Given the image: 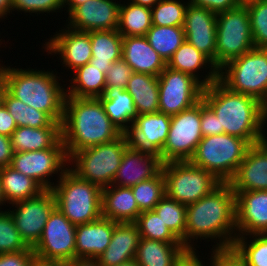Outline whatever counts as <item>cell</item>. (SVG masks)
<instances>
[{
    "label": "cell",
    "instance_id": "cell-1",
    "mask_svg": "<svg viewBox=\"0 0 267 266\" xmlns=\"http://www.w3.org/2000/svg\"><path fill=\"white\" fill-rule=\"evenodd\" d=\"M186 218L185 237L181 242L189 251L196 250L193 243L198 238L200 241L214 239L217 241L214 248L233 246L237 237L236 198L230 184L221 183L208 195L187 205Z\"/></svg>",
    "mask_w": 267,
    "mask_h": 266
},
{
    "label": "cell",
    "instance_id": "cell-2",
    "mask_svg": "<svg viewBox=\"0 0 267 266\" xmlns=\"http://www.w3.org/2000/svg\"><path fill=\"white\" fill-rule=\"evenodd\" d=\"M202 100L214 111L224 133L250 145L267 139L265 107L255 97L231 91L218 79L204 87Z\"/></svg>",
    "mask_w": 267,
    "mask_h": 266
},
{
    "label": "cell",
    "instance_id": "cell-3",
    "mask_svg": "<svg viewBox=\"0 0 267 266\" xmlns=\"http://www.w3.org/2000/svg\"><path fill=\"white\" fill-rule=\"evenodd\" d=\"M61 133L68 158L81 149L114 141L123 134L107 116L99 98L73 96L65 98Z\"/></svg>",
    "mask_w": 267,
    "mask_h": 266
},
{
    "label": "cell",
    "instance_id": "cell-4",
    "mask_svg": "<svg viewBox=\"0 0 267 266\" xmlns=\"http://www.w3.org/2000/svg\"><path fill=\"white\" fill-rule=\"evenodd\" d=\"M57 72L22 69L4 66V87L17 99L37 110L47 113L55 122L62 124L66 98L65 85L60 86Z\"/></svg>",
    "mask_w": 267,
    "mask_h": 266
},
{
    "label": "cell",
    "instance_id": "cell-5",
    "mask_svg": "<svg viewBox=\"0 0 267 266\" xmlns=\"http://www.w3.org/2000/svg\"><path fill=\"white\" fill-rule=\"evenodd\" d=\"M51 192L56 208L75 226L102 216V189L81 179L70 168L56 181Z\"/></svg>",
    "mask_w": 267,
    "mask_h": 266
},
{
    "label": "cell",
    "instance_id": "cell-6",
    "mask_svg": "<svg viewBox=\"0 0 267 266\" xmlns=\"http://www.w3.org/2000/svg\"><path fill=\"white\" fill-rule=\"evenodd\" d=\"M250 146L245 139L226 133L203 136L189 161L213 174L220 182L228 183Z\"/></svg>",
    "mask_w": 267,
    "mask_h": 266
},
{
    "label": "cell",
    "instance_id": "cell-7",
    "mask_svg": "<svg viewBox=\"0 0 267 266\" xmlns=\"http://www.w3.org/2000/svg\"><path fill=\"white\" fill-rule=\"evenodd\" d=\"M127 148V140L122 134L114 141L75 152L69 158L71 166L69 168L81 179L87 180L101 189L106 188L112 185Z\"/></svg>",
    "mask_w": 267,
    "mask_h": 266
},
{
    "label": "cell",
    "instance_id": "cell-8",
    "mask_svg": "<svg viewBox=\"0 0 267 266\" xmlns=\"http://www.w3.org/2000/svg\"><path fill=\"white\" fill-rule=\"evenodd\" d=\"M219 80L231 91L267 103V49L253 48L219 70Z\"/></svg>",
    "mask_w": 267,
    "mask_h": 266
},
{
    "label": "cell",
    "instance_id": "cell-9",
    "mask_svg": "<svg viewBox=\"0 0 267 266\" xmlns=\"http://www.w3.org/2000/svg\"><path fill=\"white\" fill-rule=\"evenodd\" d=\"M255 48L248 9L244 5L216 15L215 67L219 71L229 61Z\"/></svg>",
    "mask_w": 267,
    "mask_h": 266
},
{
    "label": "cell",
    "instance_id": "cell-10",
    "mask_svg": "<svg viewBox=\"0 0 267 266\" xmlns=\"http://www.w3.org/2000/svg\"><path fill=\"white\" fill-rule=\"evenodd\" d=\"M166 195L183 205H190L211 193L220 182L213 174L190 161L162 164Z\"/></svg>",
    "mask_w": 267,
    "mask_h": 266
},
{
    "label": "cell",
    "instance_id": "cell-11",
    "mask_svg": "<svg viewBox=\"0 0 267 266\" xmlns=\"http://www.w3.org/2000/svg\"><path fill=\"white\" fill-rule=\"evenodd\" d=\"M201 123V100L193 107L171 116L167 140L159 153L162 163L189 161L203 135Z\"/></svg>",
    "mask_w": 267,
    "mask_h": 266
},
{
    "label": "cell",
    "instance_id": "cell-12",
    "mask_svg": "<svg viewBox=\"0 0 267 266\" xmlns=\"http://www.w3.org/2000/svg\"><path fill=\"white\" fill-rule=\"evenodd\" d=\"M10 166L35 180L44 190H51L54 182H50L49 177L58 174L57 177L60 178L69 168V158L61 139L49 149L14 152Z\"/></svg>",
    "mask_w": 267,
    "mask_h": 266
},
{
    "label": "cell",
    "instance_id": "cell-13",
    "mask_svg": "<svg viewBox=\"0 0 267 266\" xmlns=\"http://www.w3.org/2000/svg\"><path fill=\"white\" fill-rule=\"evenodd\" d=\"M158 81L160 113L173 116L202 100L204 86L189 74L166 66Z\"/></svg>",
    "mask_w": 267,
    "mask_h": 266
},
{
    "label": "cell",
    "instance_id": "cell-14",
    "mask_svg": "<svg viewBox=\"0 0 267 266\" xmlns=\"http://www.w3.org/2000/svg\"><path fill=\"white\" fill-rule=\"evenodd\" d=\"M75 242L76 226L55 208L32 249L38 257L72 263L75 262Z\"/></svg>",
    "mask_w": 267,
    "mask_h": 266
},
{
    "label": "cell",
    "instance_id": "cell-15",
    "mask_svg": "<svg viewBox=\"0 0 267 266\" xmlns=\"http://www.w3.org/2000/svg\"><path fill=\"white\" fill-rule=\"evenodd\" d=\"M11 205L15 206L14 210H7L13 217L21 239L28 247L33 248L41 238L50 214L56 208L53 193L51 190H44L36 197Z\"/></svg>",
    "mask_w": 267,
    "mask_h": 266
},
{
    "label": "cell",
    "instance_id": "cell-16",
    "mask_svg": "<svg viewBox=\"0 0 267 266\" xmlns=\"http://www.w3.org/2000/svg\"><path fill=\"white\" fill-rule=\"evenodd\" d=\"M171 116L164 113L138 115L124 132L128 148L159 154L167 140Z\"/></svg>",
    "mask_w": 267,
    "mask_h": 266
},
{
    "label": "cell",
    "instance_id": "cell-17",
    "mask_svg": "<svg viewBox=\"0 0 267 266\" xmlns=\"http://www.w3.org/2000/svg\"><path fill=\"white\" fill-rule=\"evenodd\" d=\"M120 4L115 0H87L69 13L66 26L84 32L117 30Z\"/></svg>",
    "mask_w": 267,
    "mask_h": 266
},
{
    "label": "cell",
    "instance_id": "cell-18",
    "mask_svg": "<svg viewBox=\"0 0 267 266\" xmlns=\"http://www.w3.org/2000/svg\"><path fill=\"white\" fill-rule=\"evenodd\" d=\"M56 33L42 46L48 55L58 54L61 57L59 60L61 59L62 65L64 64L63 67L73 69L72 72L90 62L92 58L90 32L77 31L67 26Z\"/></svg>",
    "mask_w": 267,
    "mask_h": 266
},
{
    "label": "cell",
    "instance_id": "cell-19",
    "mask_svg": "<svg viewBox=\"0 0 267 266\" xmlns=\"http://www.w3.org/2000/svg\"><path fill=\"white\" fill-rule=\"evenodd\" d=\"M216 13L188 4L183 29L185 40L206 55L215 66Z\"/></svg>",
    "mask_w": 267,
    "mask_h": 266
},
{
    "label": "cell",
    "instance_id": "cell-20",
    "mask_svg": "<svg viewBox=\"0 0 267 266\" xmlns=\"http://www.w3.org/2000/svg\"><path fill=\"white\" fill-rule=\"evenodd\" d=\"M234 193L237 236L267 234V190Z\"/></svg>",
    "mask_w": 267,
    "mask_h": 266
},
{
    "label": "cell",
    "instance_id": "cell-21",
    "mask_svg": "<svg viewBox=\"0 0 267 266\" xmlns=\"http://www.w3.org/2000/svg\"><path fill=\"white\" fill-rule=\"evenodd\" d=\"M228 183L234 192L267 190V139L249 147Z\"/></svg>",
    "mask_w": 267,
    "mask_h": 266
},
{
    "label": "cell",
    "instance_id": "cell-22",
    "mask_svg": "<svg viewBox=\"0 0 267 266\" xmlns=\"http://www.w3.org/2000/svg\"><path fill=\"white\" fill-rule=\"evenodd\" d=\"M162 164L157 153L127 148L112 185L131 188L139 182L155 177L161 171Z\"/></svg>",
    "mask_w": 267,
    "mask_h": 266
},
{
    "label": "cell",
    "instance_id": "cell-23",
    "mask_svg": "<svg viewBox=\"0 0 267 266\" xmlns=\"http://www.w3.org/2000/svg\"><path fill=\"white\" fill-rule=\"evenodd\" d=\"M118 222L101 216L95 221L76 226L75 262H94L108 247Z\"/></svg>",
    "mask_w": 267,
    "mask_h": 266
},
{
    "label": "cell",
    "instance_id": "cell-24",
    "mask_svg": "<svg viewBox=\"0 0 267 266\" xmlns=\"http://www.w3.org/2000/svg\"><path fill=\"white\" fill-rule=\"evenodd\" d=\"M140 238L135 223H117L108 247L94 262L97 266H118L135 259Z\"/></svg>",
    "mask_w": 267,
    "mask_h": 266
},
{
    "label": "cell",
    "instance_id": "cell-25",
    "mask_svg": "<svg viewBox=\"0 0 267 266\" xmlns=\"http://www.w3.org/2000/svg\"><path fill=\"white\" fill-rule=\"evenodd\" d=\"M122 59L133 72L154 76H159L167 66L145 36H122Z\"/></svg>",
    "mask_w": 267,
    "mask_h": 266
},
{
    "label": "cell",
    "instance_id": "cell-26",
    "mask_svg": "<svg viewBox=\"0 0 267 266\" xmlns=\"http://www.w3.org/2000/svg\"><path fill=\"white\" fill-rule=\"evenodd\" d=\"M167 67L193 76L204 87L209 86L219 79V71L216 69L213 62L187 40L175 51L171 59L167 62ZM205 67H207L206 69L210 68L209 71L205 76H199V70L205 69Z\"/></svg>",
    "mask_w": 267,
    "mask_h": 266
},
{
    "label": "cell",
    "instance_id": "cell-27",
    "mask_svg": "<svg viewBox=\"0 0 267 266\" xmlns=\"http://www.w3.org/2000/svg\"><path fill=\"white\" fill-rule=\"evenodd\" d=\"M102 216L118 223H134L141 214L131 188L110 185L102 189Z\"/></svg>",
    "mask_w": 267,
    "mask_h": 266
},
{
    "label": "cell",
    "instance_id": "cell-28",
    "mask_svg": "<svg viewBox=\"0 0 267 266\" xmlns=\"http://www.w3.org/2000/svg\"><path fill=\"white\" fill-rule=\"evenodd\" d=\"M188 252L183 243L140 238L135 260L139 266H177Z\"/></svg>",
    "mask_w": 267,
    "mask_h": 266
},
{
    "label": "cell",
    "instance_id": "cell-29",
    "mask_svg": "<svg viewBox=\"0 0 267 266\" xmlns=\"http://www.w3.org/2000/svg\"><path fill=\"white\" fill-rule=\"evenodd\" d=\"M92 58L90 64L105 75L112 65L122 59V35L117 30L90 31Z\"/></svg>",
    "mask_w": 267,
    "mask_h": 266
},
{
    "label": "cell",
    "instance_id": "cell-30",
    "mask_svg": "<svg viewBox=\"0 0 267 266\" xmlns=\"http://www.w3.org/2000/svg\"><path fill=\"white\" fill-rule=\"evenodd\" d=\"M110 120L124 132L138 116L132 96L119 87H106L99 97Z\"/></svg>",
    "mask_w": 267,
    "mask_h": 266
},
{
    "label": "cell",
    "instance_id": "cell-31",
    "mask_svg": "<svg viewBox=\"0 0 267 266\" xmlns=\"http://www.w3.org/2000/svg\"><path fill=\"white\" fill-rule=\"evenodd\" d=\"M61 139V127H17L10 136L14 152L49 149L54 147Z\"/></svg>",
    "mask_w": 267,
    "mask_h": 266
},
{
    "label": "cell",
    "instance_id": "cell-32",
    "mask_svg": "<svg viewBox=\"0 0 267 266\" xmlns=\"http://www.w3.org/2000/svg\"><path fill=\"white\" fill-rule=\"evenodd\" d=\"M126 90L133 98L138 115L159 112L158 76L134 72Z\"/></svg>",
    "mask_w": 267,
    "mask_h": 266
},
{
    "label": "cell",
    "instance_id": "cell-33",
    "mask_svg": "<svg viewBox=\"0 0 267 266\" xmlns=\"http://www.w3.org/2000/svg\"><path fill=\"white\" fill-rule=\"evenodd\" d=\"M73 78L66 90V96L76 98H99L106 88L105 74L101 69L87 63L74 70Z\"/></svg>",
    "mask_w": 267,
    "mask_h": 266
},
{
    "label": "cell",
    "instance_id": "cell-34",
    "mask_svg": "<svg viewBox=\"0 0 267 266\" xmlns=\"http://www.w3.org/2000/svg\"><path fill=\"white\" fill-rule=\"evenodd\" d=\"M0 180L7 204L38 196L44 189L32 178L16 171L11 166L0 169Z\"/></svg>",
    "mask_w": 267,
    "mask_h": 266
},
{
    "label": "cell",
    "instance_id": "cell-35",
    "mask_svg": "<svg viewBox=\"0 0 267 266\" xmlns=\"http://www.w3.org/2000/svg\"><path fill=\"white\" fill-rule=\"evenodd\" d=\"M4 105L15 119L17 127H61L47 113L26 105L4 87Z\"/></svg>",
    "mask_w": 267,
    "mask_h": 266
},
{
    "label": "cell",
    "instance_id": "cell-36",
    "mask_svg": "<svg viewBox=\"0 0 267 266\" xmlns=\"http://www.w3.org/2000/svg\"><path fill=\"white\" fill-rule=\"evenodd\" d=\"M120 4L117 31L122 36H145L152 26L151 8L132 2Z\"/></svg>",
    "mask_w": 267,
    "mask_h": 266
},
{
    "label": "cell",
    "instance_id": "cell-37",
    "mask_svg": "<svg viewBox=\"0 0 267 266\" xmlns=\"http://www.w3.org/2000/svg\"><path fill=\"white\" fill-rule=\"evenodd\" d=\"M145 37L166 64L185 41L183 26L152 25Z\"/></svg>",
    "mask_w": 267,
    "mask_h": 266
},
{
    "label": "cell",
    "instance_id": "cell-38",
    "mask_svg": "<svg viewBox=\"0 0 267 266\" xmlns=\"http://www.w3.org/2000/svg\"><path fill=\"white\" fill-rule=\"evenodd\" d=\"M154 212L180 241L185 237L186 205L165 195L155 206Z\"/></svg>",
    "mask_w": 267,
    "mask_h": 266
},
{
    "label": "cell",
    "instance_id": "cell-39",
    "mask_svg": "<svg viewBox=\"0 0 267 266\" xmlns=\"http://www.w3.org/2000/svg\"><path fill=\"white\" fill-rule=\"evenodd\" d=\"M131 190L141 212L154 210L155 206L166 195L165 178L162 170L152 179L132 186Z\"/></svg>",
    "mask_w": 267,
    "mask_h": 266
},
{
    "label": "cell",
    "instance_id": "cell-40",
    "mask_svg": "<svg viewBox=\"0 0 267 266\" xmlns=\"http://www.w3.org/2000/svg\"><path fill=\"white\" fill-rule=\"evenodd\" d=\"M247 238V235L237 236L233 247L247 266H267V234H251V239Z\"/></svg>",
    "mask_w": 267,
    "mask_h": 266
},
{
    "label": "cell",
    "instance_id": "cell-41",
    "mask_svg": "<svg viewBox=\"0 0 267 266\" xmlns=\"http://www.w3.org/2000/svg\"><path fill=\"white\" fill-rule=\"evenodd\" d=\"M141 238L166 243H182L167 227L154 210L143 211L134 222Z\"/></svg>",
    "mask_w": 267,
    "mask_h": 266
},
{
    "label": "cell",
    "instance_id": "cell-42",
    "mask_svg": "<svg viewBox=\"0 0 267 266\" xmlns=\"http://www.w3.org/2000/svg\"><path fill=\"white\" fill-rule=\"evenodd\" d=\"M188 4L182 0H160L151 8L152 25L183 26Z\"/></svg>",
    "mask_w": 267,
    "mask_h": 266
},
{
    "label": "cell",
    "instance_id": "cell-43",
    "mask_svg": "<svg viewBox=\"0 0 267 266\" xmlns=\"http://www.w3.org/2000/svg\"><path fill=\"white\" fill-rule=\"evenodd\" d=\"M27 248L10 212L0 211V254L24 251Z\"/></svg>",
    "mask_w": 267,
    "mask_h": 266
},
{
    "label": "cell",
    "instance_id": "cell-44",
    "mask_svg": "<svg viewBox=\"0 0 267 266\" xmlns=\"http://www.w3.org/2000/svg\"><path fill=\"white\" fill-rule=\"evenodd\" d=\"M255 48L267 49V1L246 5Z\"/></svg>",
    "mask_w": 267,
    "mask_h": 266
},
{
    "label": "cell",
    "instance_id": "cell-45",
    "mask_svg": "<svg viewBox=\"0 0 267 266\" xmlns=\"http://www.w3.org/2000/svg\"><path fill=\"white\" fill-rule=\"evenodd\" d=\"M65 8L63 0H12V12L23 11L24 13H60ZM59 10V11H57Z\"/></svg>",
    "mask_w": 267,
    "mask_h": 266
},
{
    "label": "cell",
    "instance_id": "cell-46",
    "mask_svg": "<svg viewBox=\"0 0 267 266\" xmlns=\"http://www.w3.org/2000/svg\"><path fill=\"white\" fill-rule=\"evenodd\" d=\"M133 73L131 67L123 59L113 62L105 76L106 87H119L126 90Z\"/></svg>",
    "mask_w": 267,
    "mask_h": 266
},
{
    "label": "cell",
    "instance_id": "cell-47",
    "mask_svg": "<svg viewBox=\"0 0 267 266\" xmlns=\"http://www.w3.org/2000/svg\"><path fill=\"white\" fill-rule=\"evenodd\" d=\"M209 266H247L243 257L231 247L212 248Z\"/></svg>",
    "mask_w": 267,
    "mask_h": 266
},
{
    "label": "cell",
    "instance_id": "cell-48",
    "mask_svg": "<svg viewBox=\"0 0 267 266\" xmlns=\"http://www.w3.org/2000/svg\"><path fill=\"white\" fill-rule=\"evenodd\" d=\"M200 128L203 136H212L224 133V129H220L218 117L203 100H201Z\"/></svg>",
    "mask_w": 267,
    "mask_h": 266
},
{
    "label": "cell",
    "instance_id": "cell-49",
    "mask_svg": "<svg viewBox=\"0 0 267 266\" xmlns=\"http://www.w3.org/2000/svg\"><path fill=\"white\" fill-rule=\"evenodd\" d=\"M34 255L31 247L24 251L0 254V266H29Z\"/></svg>",
    "mask_w": 267,
    "mask_h": 266
},
{
    "label": "cell",
    "instance_id": "cell-50",
    "mask_svg": "<svg viewBox=\"0 0 267 266\" xmlns=\"http://www.w3.org/2000/svg\"><path fill=\"white\" fill-rule=\"evenodd\" d=\"M189 3L206 8L216 14L238 7V0H188Z\"/></svg>",
    "mask_w": 267,
    "mask_h": 266
},
{
    "label": "cell",
    "instance_id": "cell-51",
    "mask_svg": "<svg viewBox=\"0 0 267 266\" xmlns=\"http://www.w3.org/2000/svg\"><path fill=\"white\" fill-rule=\"evenodd\" d=\"M17 129L13 116L8 112L5 105L0 108V134L10 137Z\"/></svg>",
    "mask_w": 267,
    "mask_h": 266
},
{
    "label": "cell",
    "instance_id": "cell-52",
    "mask_svg": "<svg viewBox=\"0 0 267 266\" xmlns=\"http://www.w3.org/2000/svg\"><path fill=\"white\" fill-rule=\"evenodd\" d=\"M13 155L10 137L0 134V169L10 166Z\"/></svg>",
    "mask_w": 267,
    "mask_h": 266
},
{
    "label": "cell",
    "instance_id": "cell-53",
    "mask_svg": "<svg viewBox=\"0 0 267 266\" xmlns=\"http://www.w3.org/2000/svg\"><path fill=\"white\" fill-rule=\"evenodd\" d=\"M198 251H189L177 266H206L205 262L196 255ZM204 262V264H203Z\"/></svg>",
    "mask_w": 267,
    "mask_h": 266
},
{
    "label": "cell",
    "instance_id": "cell-54",
    "mask_svg": "<svg viewBox=\"0 0 267 266\" xmlns=\"http://www.w3.org/2000/svg\"><path fill=\"white\" fill-rule=\"evenodd\" d=\"M65 264L66 263L61 261L44 259L34 255L30 261L29 266H65Z\"/></svg>",
    "mask_w": 267,
    "mask_h": 266
},
{
    "label": "cell",
    "instance_id": "cell-55",
    "mask_svg": "<svg viewBox=\"0 0 267 266\" xmlns=\"http://www.w3.org/2000/svg\"><path fill=\"white\" fill-rule=\"evenodd\" d=\"M12 13V0H0V19H4Z\"/></svg>",
    "mask_w": 267,
    "mask_h": 266
},
{
    "label": "cell",
    "instance_id": "cell-56",
    "mask_svg": "<svg viewBox=\"0 0 267 266\" xmlns=\"http://www.w3.org/2000/svg\"><path fill=\"white\" fill-rule=\"evenodd\" d=\"M87 0H63L65 9L68 14L78 5L85 3ZM67 6V7H66Z\"/></svg>",
    "mask_w": 267,
    "mask_h": 266
},
{
    "label": "cell",
    "instance_id": "cell-57",
    "mask_svg": "<svg viewBox=\"0 0 267 266\" xmlns=\"http://www.w3.org/2000/svg\"><path fill=\"white\" fill-rule=\"evenodd\" d=\"M128 1L141 6L153 8L160 0H128Z\"/></svg>",
    "mask_w": 267,
    "mask_h": 266
},
{
    "label": "cell",
    "instance_id": "cell-58",
    "mask_svg": "<svg viewBox=\"0 0 267 266\" xmlns=\"http://www.w3.org/2000/svg\"><path fill=\"white\" fill-rule=\"evenodd\" d=\"M65 266H97L95 262L91 261H76L72 263H66Z\"/></svg>",
    "mask_w": 267,
    "mask_h": 266
},
{
    "label": "cell",
    "instance_id": "cell-59",
    "mask_svg": "<svg viewBox=\"0 0 267 266\" xmlns=\"http://www.w3.org/2000/svg\"><path fill=\"white\" fill-rule=\"evenodd\" d=\"M4 105V85L0 84V108Z\"/></svg>",
    "mask_w": 267,
    "mask_h": 266
},
{
    "label": "cell",
    "instance_id": "cell-60",
    "mask_svg": "<svg viewBox=\"0 0 267 266\" xmlns=\"http://www.w3.org/2000/svg\"><path fill=\"white\" fill-rule=\"evenodd\" d=\"M6 205V201H5V198H4V194H3V191H2V186H1V180H0V206L2 207V205ZM0 207V211H3L1 210L2 208Z\"/></svg>",
    "mask_w": 267,
    "mask_h": 266
},
{
    "label": "cell",
    "instance_id": "cell-61",
    "mask_svg": "<svg viewBox=\"0 0 267 266\" xmlns=\"http://www.w3.org/2000/svg\"><path fill=\"white\" fill-rule=\"evenodd\" d=\"M240 5H248L253 2H258V1H267V0H238Z\"/></svg>",
    "mask_w": 267,
    "mask_h": 266
},
{
    "label": "cell",
    "instance_id": "cell-62",
    "mask_svg": "<svg viewBox=\"0 0 267 266\" xmlns=\"http://www.w3.org/2000/svg\"><path fill=\"white\" fill-rule=\"evenodd\" d=\"M118 266H139V264L136 262L135 259H133V260H130V261L126 262V263H122V264H120Z\"/></svg>",
    "mask_w": 267,
    "mask_h": 266
},
{
    "label": "cell",
    "instance_id": "cell-63",
    "mask_svg": "<svg viewBox=\"0 0 267 266\" xmlns=\"http://www.w3.org/2000/svg\"><path fill=\"white\" fill-rule=\"evenodd\" d=\"M2 41H0V45L2 44L1 43ZM2 64H0V84H1V81H2V69H3V65L1 66Z\"/></svg>",
    "mask_w": 267,
    "mask_h": 266
},
{
    "label": "cell",
    "instance_id": "cell-64",
    "mask_svg": "<svg viewBox=\"0 0 267 266\" xmlns=\"http://www.w3.org/2000/svg\"><path fill=\"white\" fill-rule=\"evenodd\" d=\"M265 107V112H266V115H267V103L264 105Z\"/></svg>",
    "mask_w": 267,
    "mask_h": 266
}]
</instances>
